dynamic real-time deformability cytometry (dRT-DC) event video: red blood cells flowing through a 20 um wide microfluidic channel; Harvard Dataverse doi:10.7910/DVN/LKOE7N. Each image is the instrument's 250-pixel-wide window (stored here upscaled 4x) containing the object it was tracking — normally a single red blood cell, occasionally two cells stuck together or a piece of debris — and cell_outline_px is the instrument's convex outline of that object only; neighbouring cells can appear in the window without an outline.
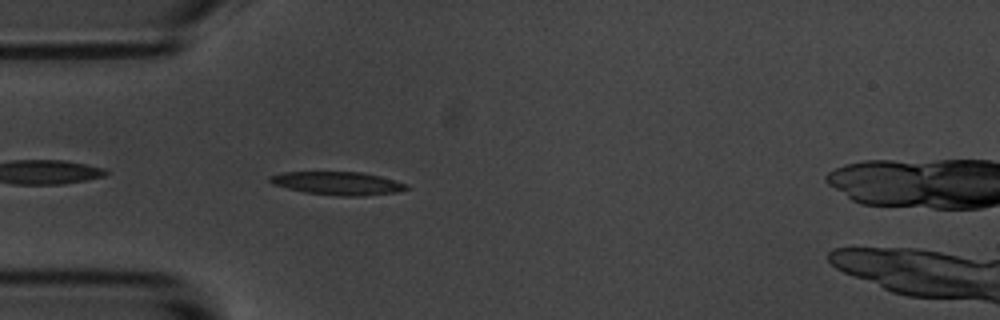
{"species": "common noctule bat (a hibernating species)", "species_latin": "Nyctalus noctula", "temperature_condition": "room temperature", "stored_images_in_passage": 3, "camera_frame_rate_fps": 3000, "um_per_image_px": 0.085, "animal": {"sex": "male", "body_mass_g": 20.1, "forearm_length_mm": 53.5}, "frame": {"image": 1, "passage_image": 2, "time_ms": 1.333, "image_size_px": [1000, 320], "cell_outline_px": [[408, 188], [396, 192], [360, 196], [340, 196], [304, 192], [272, 184], [268, 180], [268, 176], [280, 172], [360, 172], [380, 176], [396, 180], [408, 184]], "centroid_in_image_um": [28.68, 15.57], "position_along_channel_um": 56.3, "area_um2": 18.44}}